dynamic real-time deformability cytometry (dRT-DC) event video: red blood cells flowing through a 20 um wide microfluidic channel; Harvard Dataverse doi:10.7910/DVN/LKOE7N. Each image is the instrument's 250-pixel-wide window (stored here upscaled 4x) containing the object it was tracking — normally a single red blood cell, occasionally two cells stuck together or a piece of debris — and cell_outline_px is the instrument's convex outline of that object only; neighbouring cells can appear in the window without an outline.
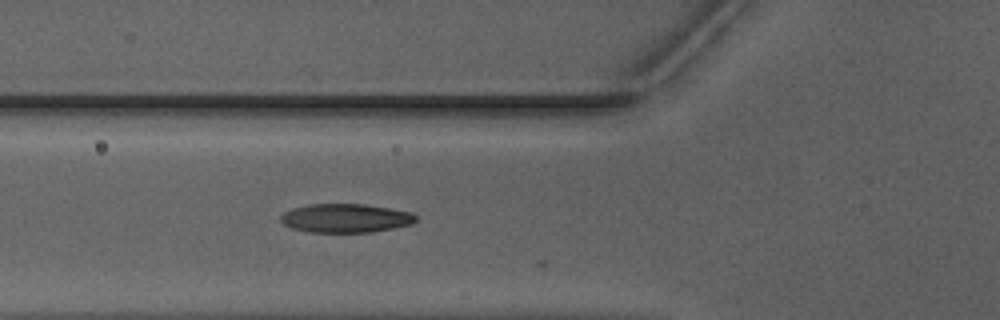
{"species": "Egyptian fruit bat (a non-hibernating species)", "species_latin": "Rousettus aegyptiacus", "temperature_condition": "warm", "stored_images_in_passage": 10, "camera_frame_rate_fps": 3000, "um_per_image_px": 0.085, "animal": {"sex": "male"}, "frame": {"image": 1, "passage_image": 7, "time_ms": 2.0, "image_size_px": [1000, 320], "cell_outline_px": [[416, 220], [412, 224], [372, 232], [308, 232], [292, 228], [284, 224], [280, 220], [280, 216], [284, 212], [292, 208], [308, 204], [364, 204], [412, 212], [416, 216]], "centroid_in_image_um": [29.36, 18.54], "position_along_channel_um": 96.4, "area_um2": 22.66}}